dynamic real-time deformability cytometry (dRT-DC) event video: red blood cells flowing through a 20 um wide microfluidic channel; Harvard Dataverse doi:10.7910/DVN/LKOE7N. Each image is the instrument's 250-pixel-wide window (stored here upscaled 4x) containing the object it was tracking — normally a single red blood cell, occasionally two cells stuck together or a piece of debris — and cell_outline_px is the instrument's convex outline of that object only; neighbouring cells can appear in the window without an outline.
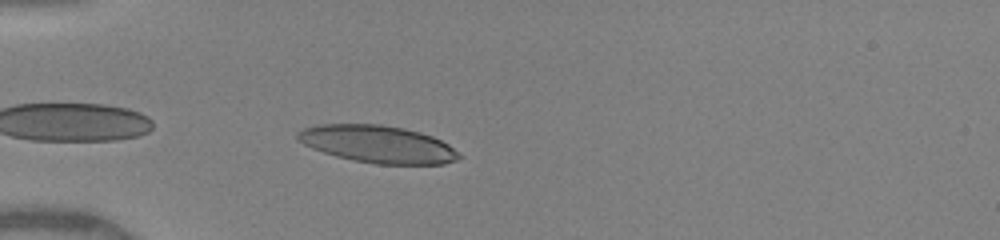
{"species": "human", "species_latin": "Homo sapiens", "temperature_condition": "warm", "stored_images_in_passage": 32, "camera_frame_rate_fps": 3000, "um_per_image_px": 0.085, "donor": {"sex": "female"}, "frame": {"image": 1, "passage_image": 2, "time_ms": 0.333, "image_size_px": [1000, 240], "cell_outline_px": [[464, 156], [456, 160], [444, 164], [376, 164], [336, 156], [312, 148], [296, 140], [296, 132], [304, 128], [316, 124], [380, 124], [404, 128], [420, 132], [432, 136], [448, 144]], "centroid_in_image_um": [32.11, 12.24], "position_along_channel_um": 52.9, "area_um2": 35.2}}
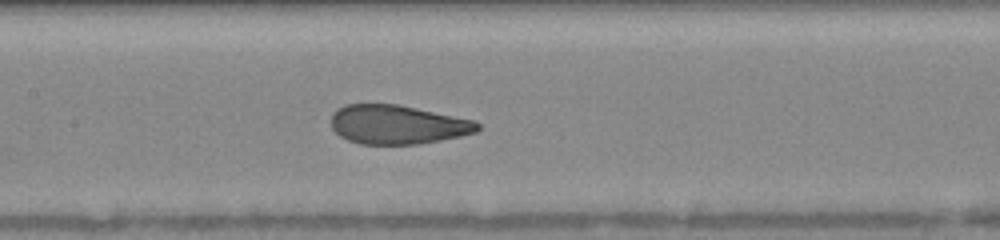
{"frame": {"image": 2, "passage_image": 12, "time_ms": 3.667, "image_size_px": [1000, 240], "cell_outline_px": [[480, 128], [476, 132], [460, 136], [440, 140], [416, 144], [360, 144], [348, 140], [340, 136], [332, 128], [332, 112], [336, 108], [344, 104], [396, 104], [476, 120], [480, 124]], "centroid_in_image_um": [33.78, 10.58], "position_along_channel_um": 173.6, "area_um2": 33.35}}
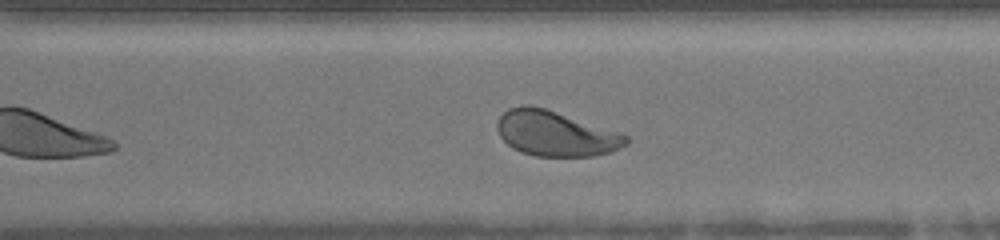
{"frame": {"image": 3, "passage_image": 23, "time_ms": 7.333, "image_size_px": [1000, 240], "cell_outline_px": [[628, 144], [612, 152], [592, 156], [536, 156], [520, 152], [512, 148], [500, 136], [496, 128], [496, 124], [500, 116], [508, 108], [520, 104], [532, 104], [620, 132], [628, 136]], "centroid_in_image_um": [47.21, 11.34], "position_along_channel_um": 323.4, "area_um2": 34.16}, "authors_computed_cell_mechanics": {"area_um2": 34.6222, "velocity_mm_per_s": 4.1011, "shape_relaxation_time_tau1_ms": 3.3508, "shape_relaxation_time_tau2_ms": null, "deformation_change_tau1": 0.1567, "deformation_change_tau2": null}}